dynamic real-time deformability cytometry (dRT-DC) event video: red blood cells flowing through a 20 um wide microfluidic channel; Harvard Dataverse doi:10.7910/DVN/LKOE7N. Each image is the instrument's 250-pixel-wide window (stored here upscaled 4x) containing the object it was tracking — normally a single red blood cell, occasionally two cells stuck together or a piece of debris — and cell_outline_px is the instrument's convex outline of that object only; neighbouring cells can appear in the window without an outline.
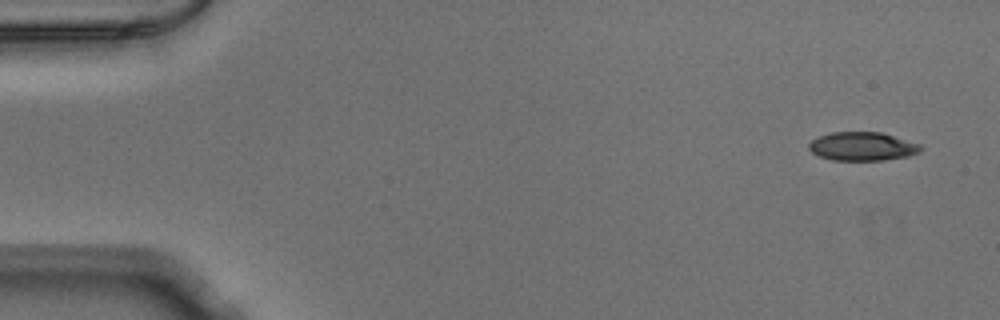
{"species": "Egyptian fruit bat (a non-hibernating species)", "species_latin": "Rousettus aegyptiacus", "temperature_condition": "warm", "stored_images_in_passage": 50, "camera_frame_rate_fps": 3000, "um_per_image_px": 0.085, "animal": {"sex": "male"}, "frame": {"image": 1, "passage_image": 1, "time_ms": 0.0, "image_size_px": [1000, 320], "cell_outline_px": [[924, 148], [920, 152], [908, 156], [880, 160], [832, 160], [820, 156], [812, 152], [808, 148], [808, 144], [812, 140], [820, 136], [832, 132], [880, 132], [920, 144]], "centroid_in_image_um": [73.31, 12.44], "position_along_channel_um": 11.7, "area_um2": 18.5}}
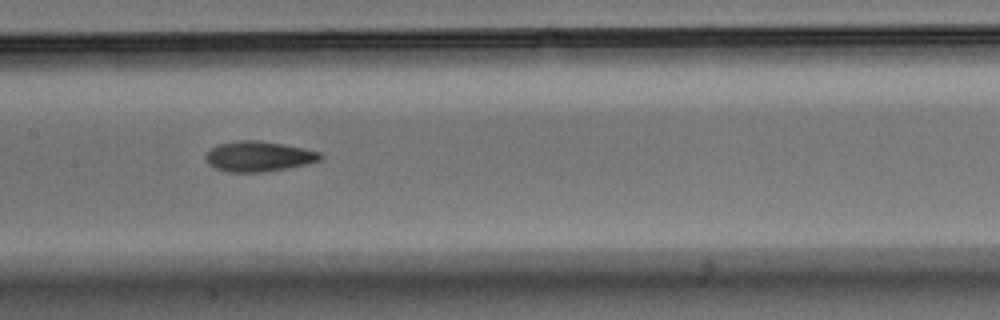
{"frame": {"image": 2, "passage_image": 24, "time_ms": 7.667, "image_size_px": [1000, 320], "cell_outline_px": [[324, 156], [320, 160], [288, 168], [260, 172], [228, 172], [216, 168], [208, 164], [204, 156], [212, 148], [220, 144], [236, 140], [256, 140], [304, 148], [320, 152]], "centroid_in_image_um": [21.97, 13.29], "position_along_channel_um": 185.4, "area_um2": 20.0}}
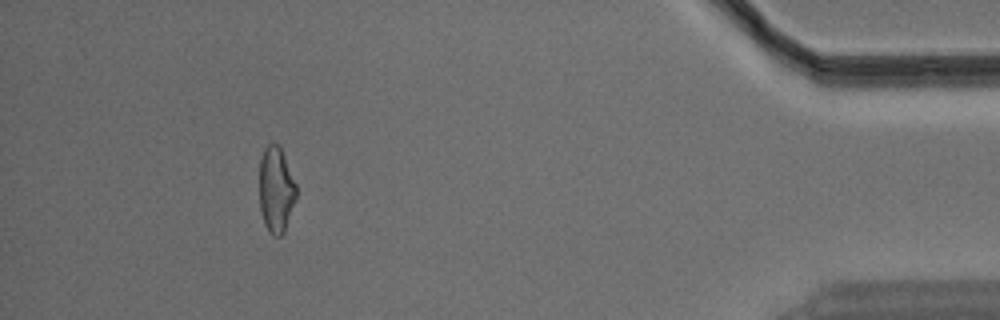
{"frame": {"image": 3, "passage_image": 46, "time_ms": 15.0, "image_size_px": [1000, 320], "cell_outline_px": [[296, 196], [284, 232], [280, 236], [272, 236], [268, 232], [264, 224], [260, 208], [260, 156], [264, 148], [272, 140], [280, 148], [284, 156], [296, 184]], "centroid_in_image_um": [23.44, 16.12], "position_along_channel_um": 411.8, "area_um2": 18.38}}